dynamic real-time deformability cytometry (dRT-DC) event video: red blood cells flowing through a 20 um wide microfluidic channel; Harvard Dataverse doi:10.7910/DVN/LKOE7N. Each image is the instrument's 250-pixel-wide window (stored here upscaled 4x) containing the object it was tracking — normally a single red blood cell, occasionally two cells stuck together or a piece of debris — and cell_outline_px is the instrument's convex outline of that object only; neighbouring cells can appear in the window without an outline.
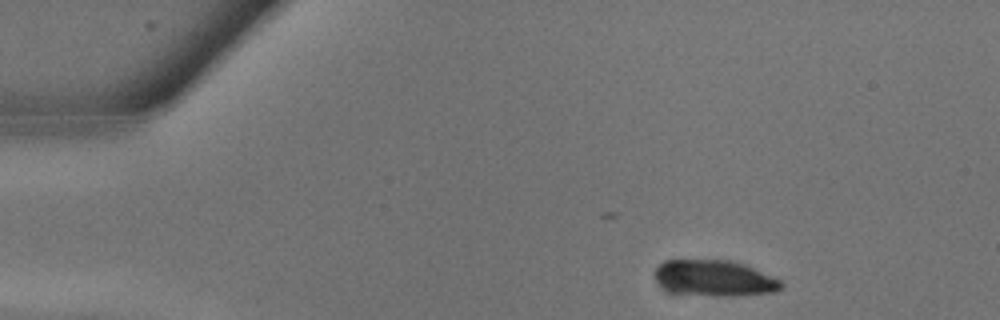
{"species": "common noctule bat (a hibernating species)", "species_latin": "Nyctalus noctula", "temperature_condition": "warm", "stored_images_in_passage": 10, "camera_frame_rate_fps": 3000, "um_per_image_px": 0.085, "animal": {"sex": "male", "body_mass_g": 13.3}, "frame": {"image": 1, "passage_image": 1, "time_ms": 0.0, "image_size_px": [1000, 320], "cell_outline_px": [[784, 288], [776, 292], [736, 296], [716, 296], [672, 292], [660, 284], [656, 280], [652, 272], [664, 260], [732, 260], [744, 264], [780, 280], [784, 284]], "centroid_in_image_um": [60.74, 23.65], "position_along_channel_um": 24.3, "area_um2": 26.65}}
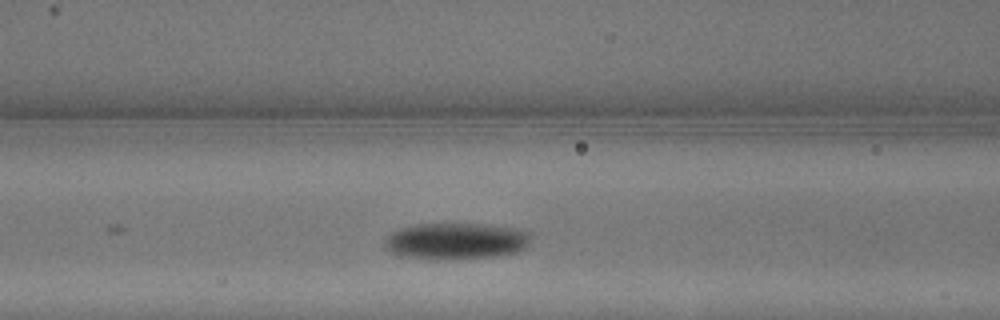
{"frame": {"image": 2, "passage_image": 8, "time_ms": 2.333, "image_size_px": [1000, 320], "cell_outline_px": [[532, 236], [528, 248], [516, 252], [496, 256], [408, 256], [388, 252], [384, 248], [384, 240], [392, 232], [400, 228], [416, 224], [484, 224], [512, 228], [532, 232]], "centroid_in_image_um": [38.82, 20.43], "position_along_channel_um": 127.8, "area_um2": 30.0}}
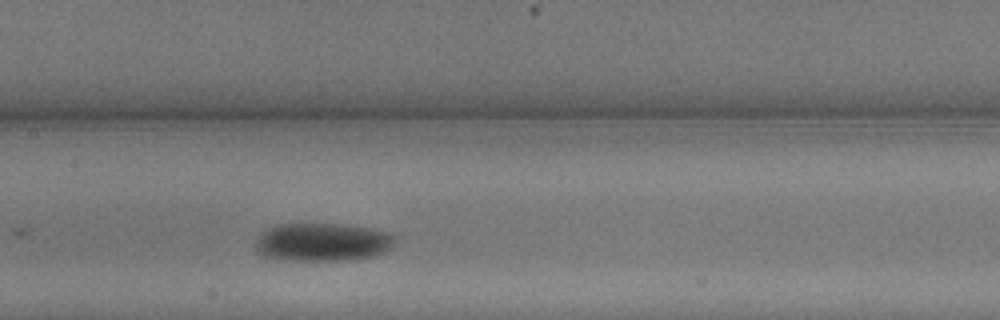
{"frame": {"image": 3, "passage_image": 10, "time_ms": 3.0, "image_size_px": [1000, 320], "cell_outline_px": [[396, 240], [392, 248], [388, 252], [376, 256], [356, 260], [276, 260], [264, 256], [256, 252], [256, 236], [264, 228], [276, 224], [336, 224], [364, 228], [388, 232], [396, 236]], "centroid_in_image_um": [27.38, 20.6], "position_along_channel_um": 180.0, "area_um2": 31.67}}